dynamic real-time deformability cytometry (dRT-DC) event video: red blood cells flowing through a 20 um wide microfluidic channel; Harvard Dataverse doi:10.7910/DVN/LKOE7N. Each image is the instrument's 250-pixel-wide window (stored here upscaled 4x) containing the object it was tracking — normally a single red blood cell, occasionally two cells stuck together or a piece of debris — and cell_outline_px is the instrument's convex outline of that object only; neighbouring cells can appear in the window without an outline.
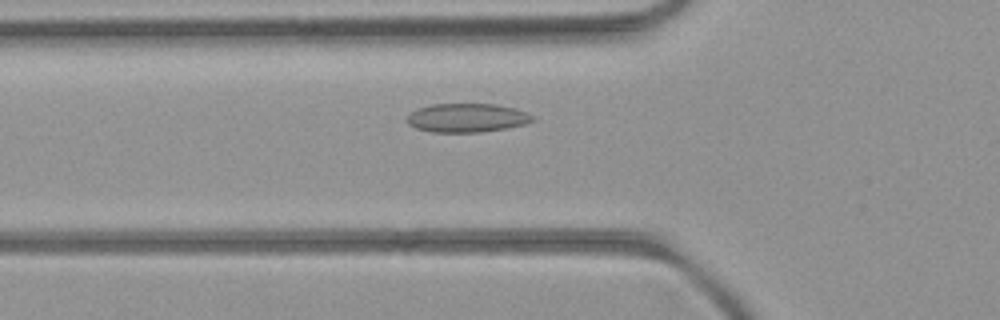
{"species": "common noctule bat (a hibernating species)", "species_latin": "Nyctalus noctula", "temperature_condition": "room temperature", "stored_images_in_passage": 29, "camera_frame_rate_fps": 3000, "um_per_image_px": 0.085, "animal": {"sex": "female", "body_mass_g": 21.9}, "frame": {"image": 1, "passage_image": 5, "time_ms": 1.333, "image_size_px": [1000, 320], "cell_outline_px": [[536, 120], [524, 124], [504, 128], [480, 132], [432, 132], [416, 128], [408, 124], [408, 116], [412, 112], [420, 108], [432, 104], [496, 104], [516, 108], [532, 116]], "centroid_in_image_um": [39.7, 10.01], "position_along_channel_um": 86.1, "area_um2": 20.81}}
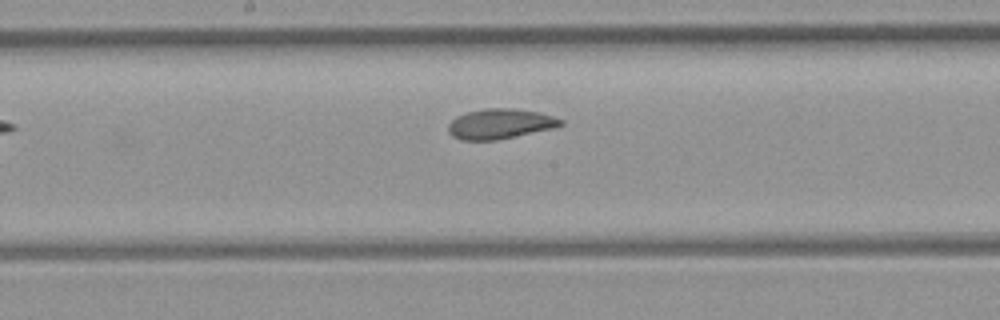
{"frame": {"image": 2, "passage_image": 14, "time_ms": 4.333, "image_size_px": [1000, 320], "cell_outline_px": [[564, 124], [556, 128], [496, 140], [460, 140], [452, 136], [448, 132], [448, 124], [456, 116], [468, 112], [484, 108], [516, 108], [540, 112], [564, 120]], "centroid_in_image_um": [42.53, 10.52], "position_along_channel_um": 205.7, "area_um2": 19.94}}
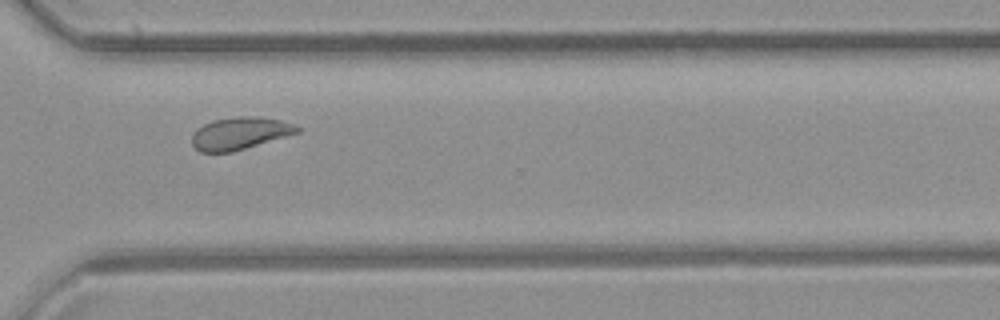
{"frame": {"image": 3, "passage_image": 25, "time_ms": 8.0, "image_size_px": [1000, 320], "cell_outline_px": [[300, 132], [232, 152], [200, 152], [192, 144], [192, 136], [196, 128], [212, 120], [236, 116], [256, 116], [280, 120], [292, 124], [300, 128]], "centroid_in_image_um": [20.36, 11.32], "position_along_channel_um": 350.2, "area_um2": 19.77}, "authors_computed_cell_mechanics": {"area_um2": 19.7676, "velocity_mm_per_s": 3.9619, "shape_relaxation_time_tau1_ms": null, "shape_relaxation_time_tau2_ms": 1.5695, "deformation_change_tau1": null, "deformation_change_tau2": 0.0726}}